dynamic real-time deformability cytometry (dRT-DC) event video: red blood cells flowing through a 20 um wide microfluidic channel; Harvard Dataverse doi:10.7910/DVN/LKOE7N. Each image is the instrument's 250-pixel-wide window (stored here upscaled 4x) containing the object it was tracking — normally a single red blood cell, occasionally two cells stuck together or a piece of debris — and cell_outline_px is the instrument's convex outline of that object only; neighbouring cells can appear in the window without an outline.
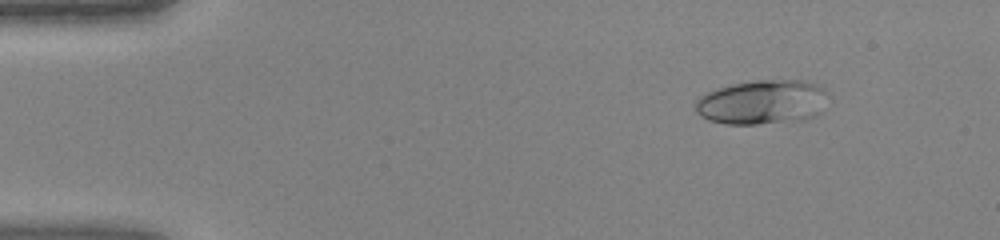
{"species": "human", "species_latin": "Homo sapiens", "temperature_condition": "warm", "stored_images_in_passage": 45, "camera_frame_rate_fps": 3000, "um_per_image_px": 0.085, "donor": {"sex": "female"}, "frame": {"image": 1, "passage_image": 6, "time_ms": 1.667, "image_size_px": [1000, 240], "cell_outline_px": [[832, 96], [820, 112], [816, 116], [804, 120], [756, 124], [724, 124], [708, 120], [700, 116], [696, 112], [696, 100], [704, 92], [716, 88], [732, 84], [756, 80], [804, 80], [816, 84], [824, 88]], "centroid_in_image_um": [64.84, 8.68], "position_along_channel_um": 20.2, "area_um2": 35.08}}
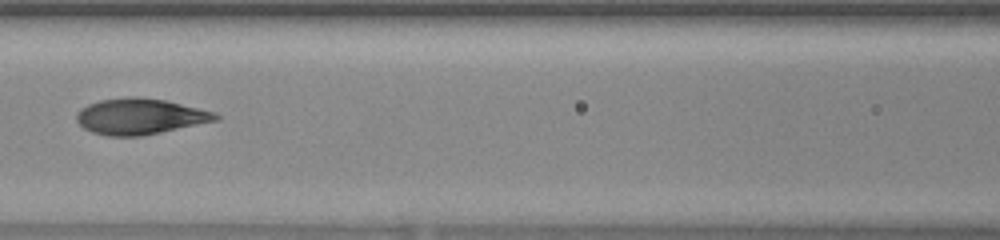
{"frame": {"image": 2, "passage_image": 21, "time_ms": 6.667, "image_size_px": [1000, 240], "cell_outline_px": [[220, 120], [140, 136], [108, 136], [92, 132], [84, 128], [76, 120], [76, 112], [80, 108], [88, 104], [100, 100], [128, 96], [136, 96], [164, 100], [216, 112], [220, 116]], "centroid_in_image_um": [11.89, 9.89], "position_along_channel_um": 154.7, "area_um2": 29.13}}
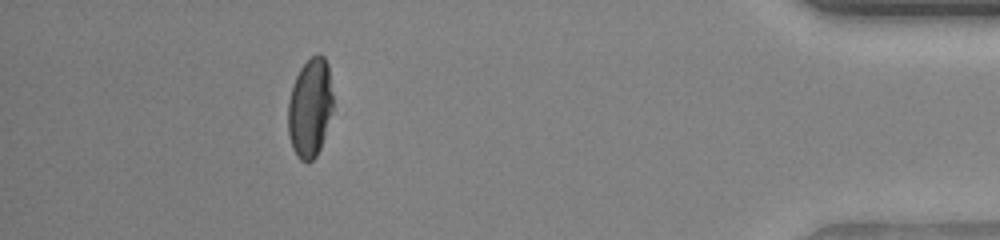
{"frame": {"image": 3, "passage_image": 41, "time_ms": 13.333, "image_size_px": [1000, 240], "cell_outline_px": [[332, 112], [320, 148], [316, 156], [308, 164], [300, 160], [296, 156], [292, 148], [288, 132], [288, 100], [292, 84], [300, 68], [316, 52], [320, 52], [324, 56], [328, 64], [332, 96]], "centroid_in_image_um": [26.33, 9.16], "position_along_channel_um": 408.9, "area_um2": 26.18}}